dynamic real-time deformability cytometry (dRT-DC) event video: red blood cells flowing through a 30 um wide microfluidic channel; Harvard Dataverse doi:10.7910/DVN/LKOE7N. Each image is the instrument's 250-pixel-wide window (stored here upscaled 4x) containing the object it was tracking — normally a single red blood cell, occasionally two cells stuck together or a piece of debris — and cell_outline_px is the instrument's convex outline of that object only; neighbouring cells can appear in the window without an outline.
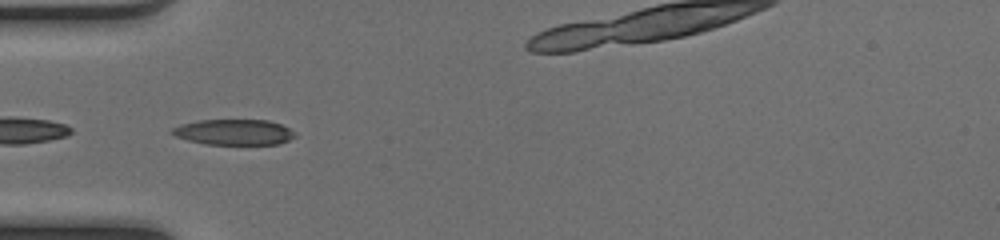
{"species": "common noctule bat (a hibernating species)", "species_latin": "Nyctalus noctula", "temperature_condition": "cold", "stored_images_in_passage": 4, "camera_frame_rate_fps": 3000, "um_per_image_px": 0.085, "animal": {"sex": "female", "body_mass_g": 17.0, "forearm_length_mm": 48.0}, "frame": {"image": 1, "passage_image": 1, "time_ms": 0.0, "image_size_px": [1000, 240], "cell_outline_px": [[296, 136], [280, 144], [204, 144], [188, 140], [176, 136], [168, 132], [172, 128], [180, 124], [200, 120], [268, 120], [280, 124], [288, 128]], "centroid_in_image_um": [19.84, 11.23], "position_along_channel_um": 65.2, "area_um2": 18.26}}